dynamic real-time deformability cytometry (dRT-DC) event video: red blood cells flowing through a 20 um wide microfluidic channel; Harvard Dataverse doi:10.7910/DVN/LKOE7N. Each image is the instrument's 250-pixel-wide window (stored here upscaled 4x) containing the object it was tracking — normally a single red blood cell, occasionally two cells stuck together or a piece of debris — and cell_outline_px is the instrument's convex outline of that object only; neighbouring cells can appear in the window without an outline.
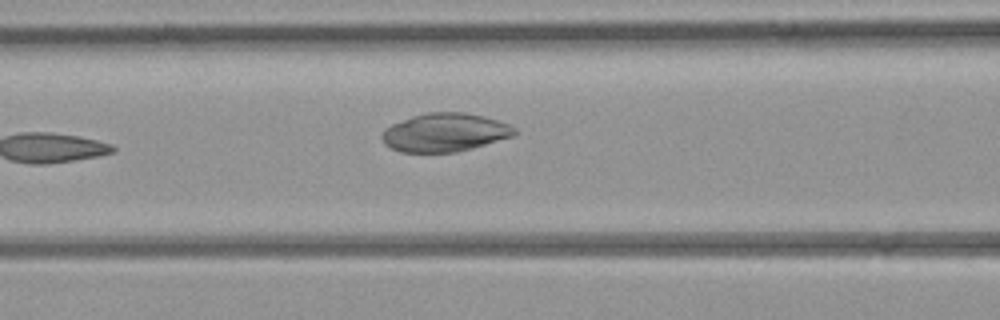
{"species": "common noctule bat (a hibernating species)", "species_latin": "Nyctalus noctula", "temperature_condition": "room temperature", "stored_images_in_passage": 7, "camera_frame_rate_fps": 3000, "um_per_image_px": 0.085, "animal": {"sex": "female", "body_mass_g": 21.9}, "frame": {"image": 1, "passage_image": 7, "time_ms": 6.667, "image_size_px": [1000, 320], "cell_outline_px": [[516, 132], [512, 136], [472, 148], [456, 152], [400, 152], [384, 144], [380, 136], [384, 128], [392, 124], [412, 116], [428, 112], [464, 112], [484, 116], [508, 124], [516, 128]], "centroid_in_image_um": [37.77, 11.25], "position_along_channel_um": 128.8, "area_um2": 29.59}}